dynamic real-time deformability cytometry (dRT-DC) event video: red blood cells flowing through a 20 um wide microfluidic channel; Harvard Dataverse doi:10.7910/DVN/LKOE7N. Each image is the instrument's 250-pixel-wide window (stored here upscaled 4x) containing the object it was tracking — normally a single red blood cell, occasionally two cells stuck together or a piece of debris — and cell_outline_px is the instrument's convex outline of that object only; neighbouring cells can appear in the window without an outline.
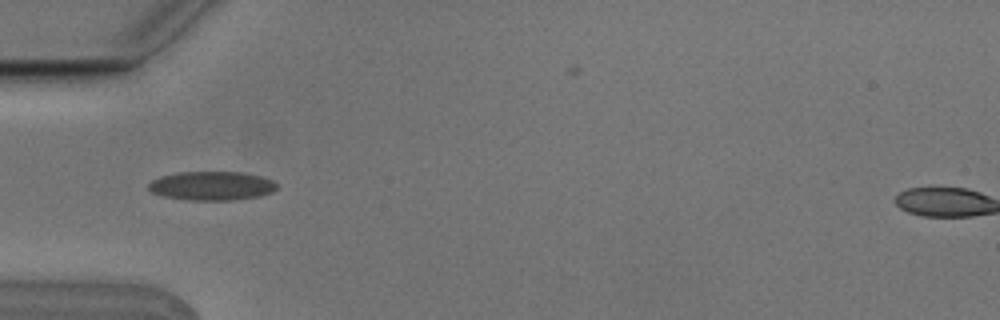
{"species": "Egyptian fruit bat (a non-hibernating species)", "species_latin": "Rousettus aegyptiacus", "temperature_condition": "cold", "stored_images_in_passage": 6, "camera_frame_rate_fps": 3000, "um_per_image_px": 0.085, "animal": {"sex": "male"}, "frame": {"image": 1, "passage_image": 4, "time_ms": 1.0, "image_size_px": [1000, 320], "cell_outline_px": [[276, 188], [272, 192], [260, 196], [232, 200], [188, 200], [164, 196], [152, 192], [148, 188], [148, 184], [152, 180], [160, 176], [180, 172], [240, 172], [260, 176], [272, 180], [276, 184]], "centroid_in_image_um": [17.98, 15.79], "position_along_channel_um": 67.0, "area_um2": 21.5}}
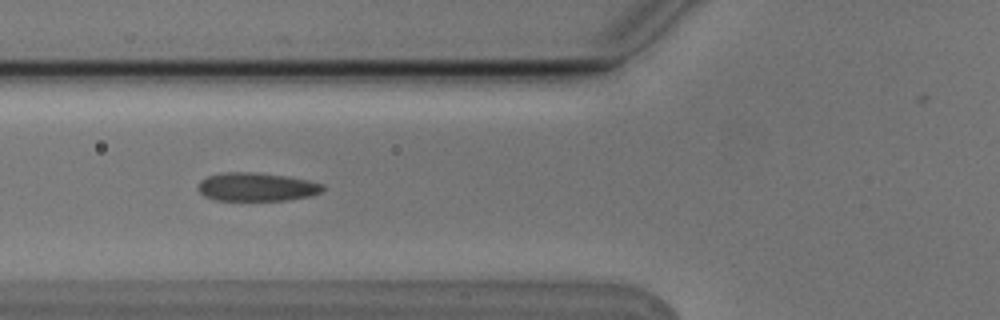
{"frame": {"image": 2, "passage_image": 5, "time_ms": 1.333, "image_size_px": [1000, 320], "cell_outline_px": [[324, 188], [320, 192], [312, 196], [288, 200], [216, 200], [204, 196], [200, 192], [200, 180], [208, 176], [224, 172], [256, 172], [284, 176], [308, 180], [324, 184]], "centroid_in_image_um": [21.84, 15.89], "position_along_channel_um": 104.0, "area_um2": 20.58}}
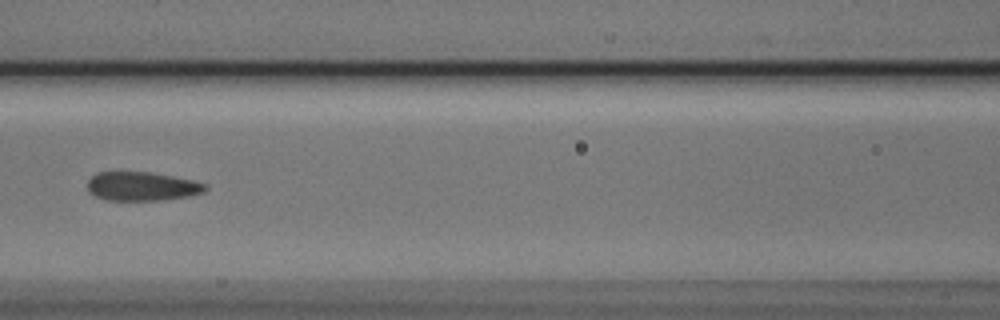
{"frame": {"image": 3, "passage_image": 6, "time_ms": 1.667, "image_size_px": [1000, 320], "cell_outline_px": [[208, 188], [204, 192], [188, 196], [156, 200], [108, 200], [96, 196], [88, 192], [88, 180], [96, 172], [152, 172], [192, 180], [208, 184]], "centroid_in_image_um": [12.07, 15.83], "position_along_channel_um": 154.5, "area_um2": 19.77}}